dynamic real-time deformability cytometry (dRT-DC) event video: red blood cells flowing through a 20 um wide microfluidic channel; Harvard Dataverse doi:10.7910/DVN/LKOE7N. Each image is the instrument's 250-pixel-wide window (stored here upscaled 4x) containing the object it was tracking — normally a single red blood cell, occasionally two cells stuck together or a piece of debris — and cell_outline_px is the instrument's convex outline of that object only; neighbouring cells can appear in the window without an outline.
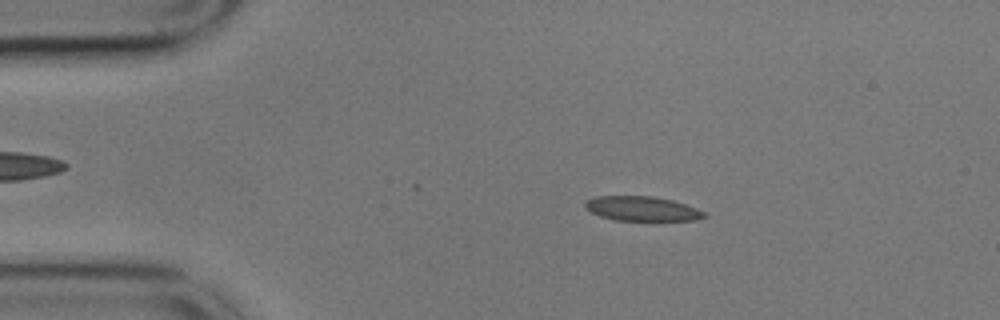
{"species": "common noctule bat (a hibernating species)", "species_latin": "Nyctalus noctula", "temperature_condition": "cold", "stored_images_in_passage": 55, "camera_frame_rate_fps": 3000, "um_per_image_px": 0.085, "animal": {"sex": "male", "body_mass_g": 17.9}, "frame": {"image": 1, "passage_image": 9, "time_ms": 2.667, "image_size_px": [1000, 320], "cell_outline_px": [[708, 216], [696, 220], [656, 224], [616, 220], [600, 216], [584, 208], [584, 204], [588, 200], [596, 196], [652, 196], [672, 200], [696, 208], [704, 212]], "centroid_in_image_um": [54.64, 17.8], "position_along_channel_um": 30.4, "area_um2": 18.03}}
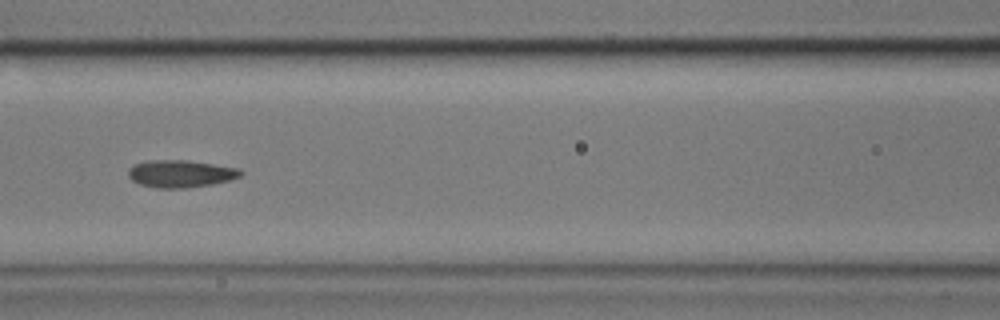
{"frame": {"image": 2, "passage_image": 23, "time_ms": 7.333, "image_size_px": [1000, 320], "cell_outline_px": [[244, 172], [240, 176], [228, 180], [212, 184], [184, 188], [156, 188], [140, 184], [132, 180], [128, 176], [128, 172], [136, 164], [148, 160], [184, 160], [240, 168]], "centroid_in_image_um": [15.36, 14.77], "position_along_channel_um": 151.2, "area_um2": 17.69}}
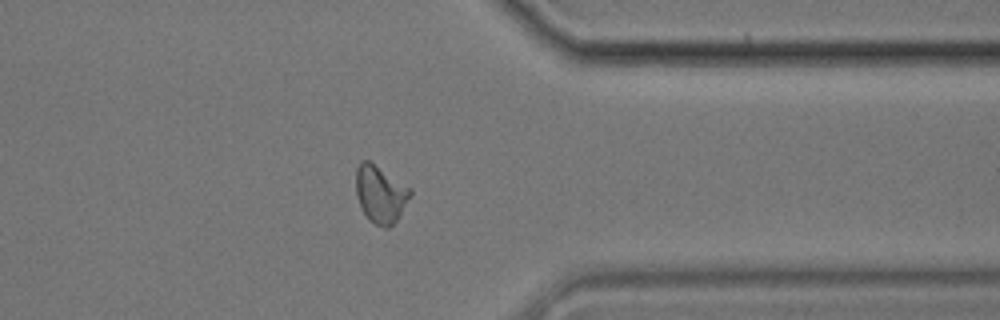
{"frame": {"image": 3, "passage_image": 43, "time_ms": 14.0, "image_size_px": [1000, 320], "cell_outline_px": [[412, 196], [400, 216], [388, 228], [384, 228], [368, 220], [360, 208], [356, 192], [356, 168], [360, 160], [368, 160], [412, 188]], "centroid_in_image_um": [32.35, 16.51], "position_along_channel_um": 379.1, "area_um2": 18.44}, "authors_computed_cell_mechanics": {"area_um2": 17.629, "velocity_mm_per_s": 3.551, "shape_relaxation_time_tau1_ms": 3.2418, "shape_relaxation_time_tau2_ms": 1.7394, "deformation_change_tau1": 0.1083, "deformation_change_tau2": 0.0823}}